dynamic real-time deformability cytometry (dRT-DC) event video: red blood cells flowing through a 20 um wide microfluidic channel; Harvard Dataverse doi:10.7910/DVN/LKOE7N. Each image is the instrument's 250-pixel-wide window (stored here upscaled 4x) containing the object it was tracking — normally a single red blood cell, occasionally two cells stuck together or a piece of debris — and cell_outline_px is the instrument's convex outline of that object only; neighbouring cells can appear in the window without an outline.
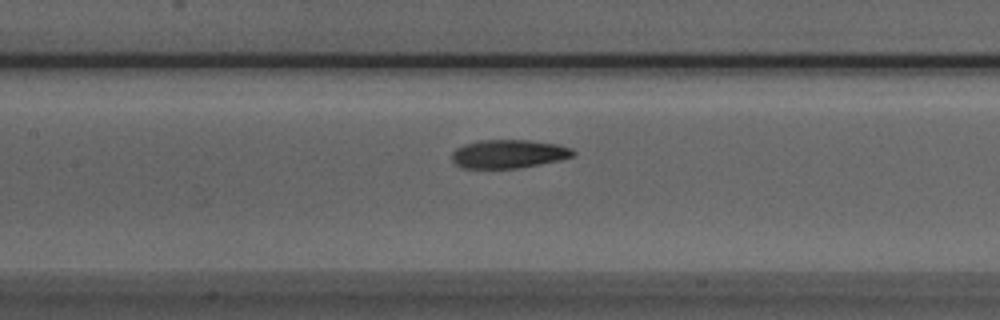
{"species": "Egyptian fruit bat (a non-hibernating species)", "species_latin": "Rousettus aegyptiacus", "temperature_condition": "room temperature", "stored_images_in_passage": 33, "camera_frame_rate_fps": 3000, "um_per_image_px": 0.085, "animal": {"sex": "male"}, "frame": {"image": 1, "passage_image": 9, "time_ms": 2.667, "image_size_px": [1000, 320], "cell_outline_px": [[576, 156], [560, 160], [520, 168], [460, 168], [452, 160], [452, 152], [456, 148], [464, 144], [480, 140], [528, 140], [556, 144], [572, 148], [576, 152]], "centroid_in_image_um": [43.24, 13.08], "position_along_channel_um": 164.2, "area_um2": 20.29}}
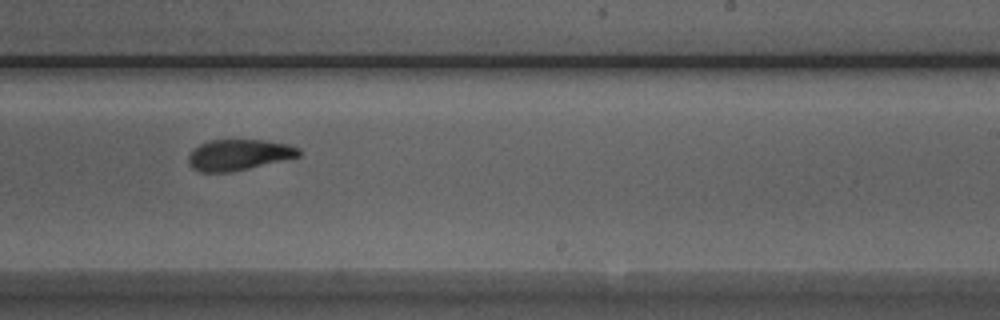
{"frame": {"image": 2, "passage_image": 17, "time_ms": 5.333, "image_size_px": [1000, 320], "cell_outline_px": [[300, 156], [232, 172], [200, 172], [192, 168], [188, 160], [188, 156], [192, 148], [200, 144], [212, 140], [264, 140], [288, 144], [300, 148]], "centroid_in_image_um": [20.27, 13.16], "position_along_channel_um": 268.7, "area_um2": 19.88}}
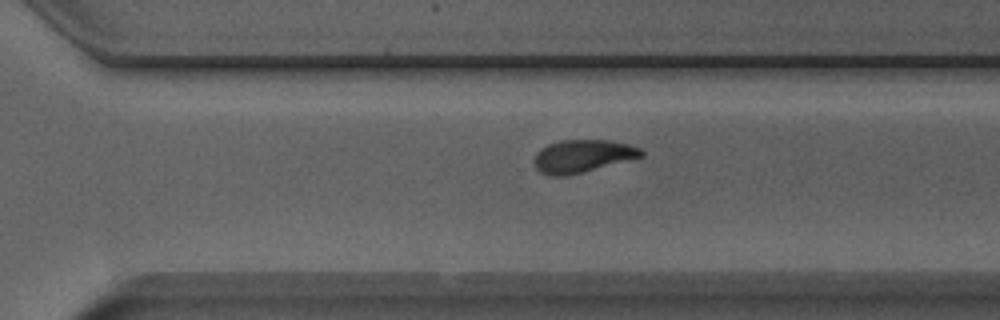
{"frame": {"image": 3, "passage_image": 21, "time_ms": 6.667, "image_size_px": [1000, 320], "cell_outline_px": [[644, 156], [568, 176], [552, 176], [540, 172], [536, 168], [532, 160], [536, 152], [540, 148], [548, 144], [560, 140], [608, 140], [628, 144], [640, 148], [644, 152]], "centroid_in_image_um": [49.48, 13.27], "position_along_channel_um": 321.1, "area_um2": 20.58}, "authors_computed_cell_mechanics": {"area_um2": 20.3456, "velocity_mm_per_s": 3.9327, "shape_relaxation_time_tau1_ms": 5.4499, "shape_relaxation_time_tau2_ms": 1.9809, "deformation_change_tau1": 0.1887, "deformation_change_tau2": 0.0831}}